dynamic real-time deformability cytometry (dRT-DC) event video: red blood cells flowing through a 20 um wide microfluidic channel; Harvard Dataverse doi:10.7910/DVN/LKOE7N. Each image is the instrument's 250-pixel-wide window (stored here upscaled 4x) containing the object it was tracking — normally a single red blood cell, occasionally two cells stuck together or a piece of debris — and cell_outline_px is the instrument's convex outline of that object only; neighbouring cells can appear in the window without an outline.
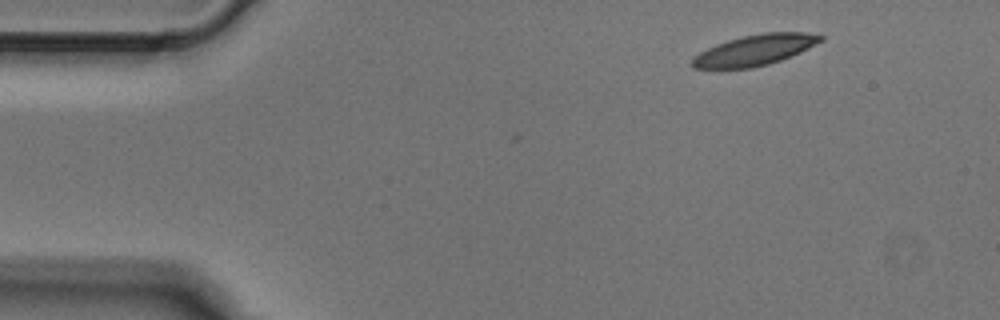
{"species": "Egyptian fruit bat (a non-hibernating species)", "species_latin": "Rousettus aegyptiacus", "temperature_condition": "cold", "stored_images_in_passage": 2, "camera_frame_rate_fps": 3000, "um_per_image_px": 0.085, "animal": {"sex": "male"}, "frame": {"image": 1, "passage_image": 1, "time_ms": 0.0, "image_size_px": [1000, 320], "cell_outline_px": [[824, 40], [792, 56], [768, 64], [752, 68], [692, 68], [688, 64], [692, 56], [716, 44], [728, 40], [744, 36], [764, 32], [808, 32], [824, 36]], "centroid_in_image_um": [64.14, 4.26], "position_along_channel_um": 20.9, "area_um2": 23.06}}